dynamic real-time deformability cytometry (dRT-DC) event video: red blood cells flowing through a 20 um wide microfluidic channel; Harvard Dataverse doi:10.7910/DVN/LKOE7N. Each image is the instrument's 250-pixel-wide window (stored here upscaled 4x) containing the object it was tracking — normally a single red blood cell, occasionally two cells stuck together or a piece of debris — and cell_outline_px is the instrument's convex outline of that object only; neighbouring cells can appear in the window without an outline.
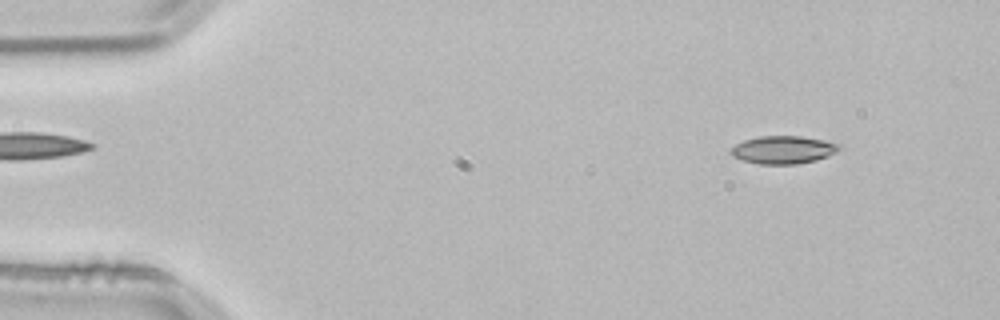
{"species": "common noctule bat (a hibernating species)", "species_latin": "Nyctalus noctula", "temperature_condition": "room temperature", "stored_images_in_passage": 13, "camera_frame_rate_fps": 3000, "um_per_image_px": 0.085, "animal": {"sex": "male", "body_mass_g": 21.5, "forearm_length_mm": 52.0}, "frame": {"image": 1, "passage_image": 5, "time_ms": 1.333, "image_size_px": [1000, 320], "cell_outline_px": [[844, 148], [828, 156], [816, 160], [796, 164], [756, 164], [732, 156], [732, 148], [736, 144], [744, 140], [760, 136], [800, 136], [824, 140], [840, 144]], "centroid_in_image_um": [66.62, 12.73], "position_along_channel_um": 18.4, "area_um2": 17.57}}